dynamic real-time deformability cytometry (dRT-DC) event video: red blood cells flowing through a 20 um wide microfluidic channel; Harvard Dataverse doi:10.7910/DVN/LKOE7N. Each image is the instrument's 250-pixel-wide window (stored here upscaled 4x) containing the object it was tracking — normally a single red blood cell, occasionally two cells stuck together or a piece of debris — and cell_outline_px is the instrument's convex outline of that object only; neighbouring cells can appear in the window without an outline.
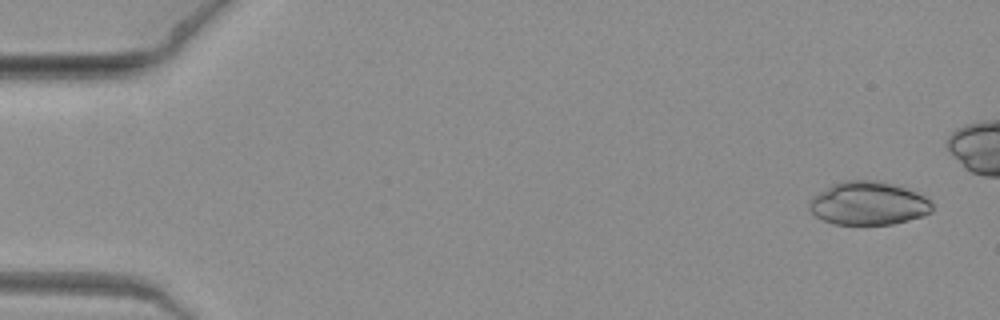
{"species": "common noctule bat (a hibernating species)", "species_latin": "Nyctalus noctula", "temperature_condition": "warm", "stored_images_in_passage": 8, "camera_frame_rate_fps": 3000, "um_per_image_px": 0.085, "animal": {"sex": "female", "body_mass_g": 19.3, "forearm_length_mm": 54.1}, "frame": {"image": 1, "passage_image": 1, "time_ms": 0.0, "image_size_px": [1000, 320], "cell_outline_px": [[932, 212], [924, 216], [892, 224], [832, 224], [816, 216], [808, 208], [808, 204], [812, 196], [816, 192], [832, 184], [848, 180], [872, 180], [892, 184], [916, 192], [924, 196], [932, 204]], "centroid_in_image_um": [73.77, 17.29], "position_along_channel_um": 11.2, "area_um2": 30.98}}